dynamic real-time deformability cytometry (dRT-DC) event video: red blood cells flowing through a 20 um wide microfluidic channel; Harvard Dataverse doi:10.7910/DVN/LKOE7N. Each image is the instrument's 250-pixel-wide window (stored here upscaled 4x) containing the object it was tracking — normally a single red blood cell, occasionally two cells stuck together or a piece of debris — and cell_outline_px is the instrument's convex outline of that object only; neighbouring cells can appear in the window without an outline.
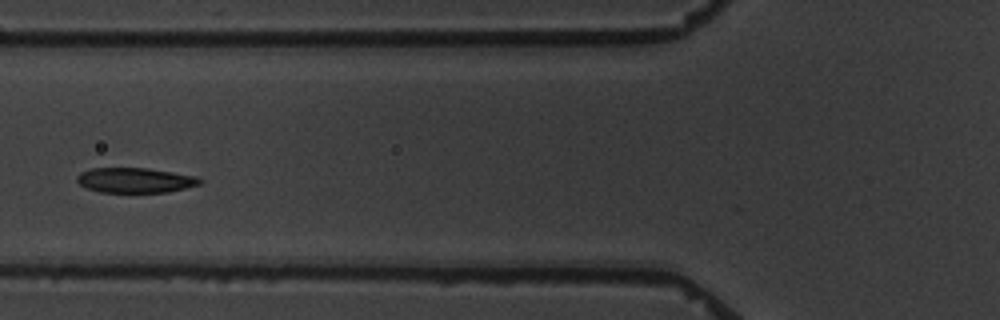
{"species": "common noctule bat (a hibernating species)", "species_latin": "Nyctalus noctula", "temperature_condition": "warm", "stored_images_in_passage": 8, "camera_frame_rate_fps": 3000, "um_per_image_px": 0.085, "animal": {"sex": "male", "body_mass_g": 19.5, "forearm_length_mm": 54.6}, "frame": {"image": 1, "passage_image": 4, "time_ms": 4.333, "image_size_px": [1000, 320], "cell_outline_px": [[204, 180], [200, 184], [168, 192], [100, 192], [88, 188], [80, 184], [76, 180], [76, 176], [80, 172], [92, 168], [148, 168], [196, 176]], "centroid_in_image_um": [11.48, 15.31], "position_along_channel_um": 114.3, "area_um2": 17.86}}
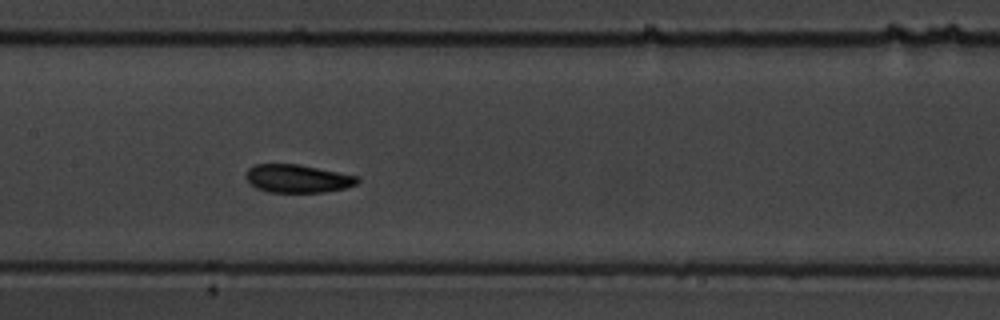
{"frame": {"image": 2, "passage_image": 6, "time_ms": 6.333, "image_size_px": [1000, 320], "cell_outline_px": [[360, 180], [356, 184], [344, 188], [324, 192], [268, 192], [256, 188], [244, 176], [248, 168], [256, 164], [300, 164], [360, 176]], "centroid_in_image_um": [25.31, 15.17], "position_along_channel_um": 182.1, "area_um2": 18.38}}
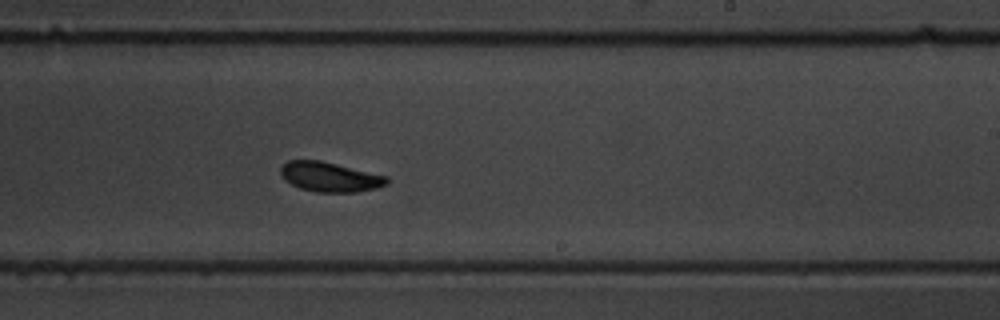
{"frame": {"image": 3, "passage_image": 8, "time_ms": 8.667, "image_size_px": [1000, 320], "cell_outline_px": [[388, 184], [376, 188], [356, 192], [316, 192], [300, 188], [284, 180], [280, 176], [280, 168], [288, 160], [320, 160], [388, 176]], "centroid_in_image_um": [28.03, 15.03], "position_along_channel_um": 261.0, "area_um2": 18.44}}